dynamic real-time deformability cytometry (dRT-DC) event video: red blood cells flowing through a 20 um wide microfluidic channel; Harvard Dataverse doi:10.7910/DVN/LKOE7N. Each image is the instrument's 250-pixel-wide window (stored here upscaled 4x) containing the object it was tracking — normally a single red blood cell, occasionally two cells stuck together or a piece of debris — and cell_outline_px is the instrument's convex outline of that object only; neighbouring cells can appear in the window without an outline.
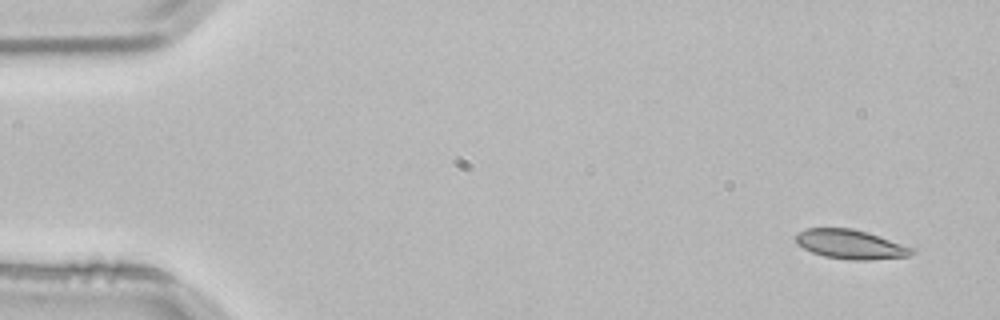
{"species": "common noctule bat (a hibernating species)", "species_latin": "Nyctalus noctula", "temperature_condition": "room temperature", "stored_images_in_passage": 3, "camera_frame_rate_fps": 3000, "um_per_image_px": 0.085, "animal": {"sex": "male", "body_mass_g": 21.5, "forearm_length_mm": 52.0}, "frame": {"image": 1, "passage_image": 1, "time_ms": 0.0, "image_size_px": [1000, 320], "cell_outline_px": [[916, 252], [912, 256], [868, 260], [852, 260], [824, 256], [812, 252], [804, 248], [796, 240], [796, 236], [800, 232], [808, 228], [852, 228], [868, 232], [916, 248]], "centroid_in_image_um": [72.4, 20.77], "position_along_channel_um": 12.6, "area_um2": 19.83}}
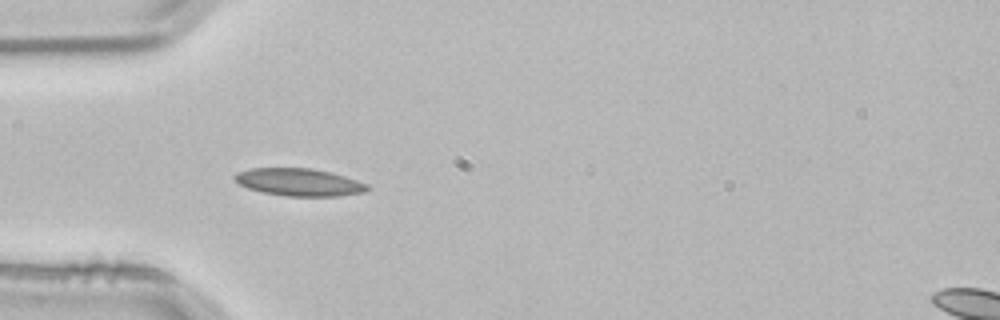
{"frame": {"image": 2, "passage_image": 3, "time_ms": 0.667, "image_size_px": [1000, 320], "cell_outline_px": [[372, 188], [364, 192], [340, 196], [284, 196], [264, 192], [248, 188], [240, 184], [232, 176], [236, 172], [248, 168], [312, 168], [332, 172], [368, 184]], "centroid_in_image_um": [25.44, 15.48], "position_along_channel_um": 59.6, "area_um2": 21.39}}